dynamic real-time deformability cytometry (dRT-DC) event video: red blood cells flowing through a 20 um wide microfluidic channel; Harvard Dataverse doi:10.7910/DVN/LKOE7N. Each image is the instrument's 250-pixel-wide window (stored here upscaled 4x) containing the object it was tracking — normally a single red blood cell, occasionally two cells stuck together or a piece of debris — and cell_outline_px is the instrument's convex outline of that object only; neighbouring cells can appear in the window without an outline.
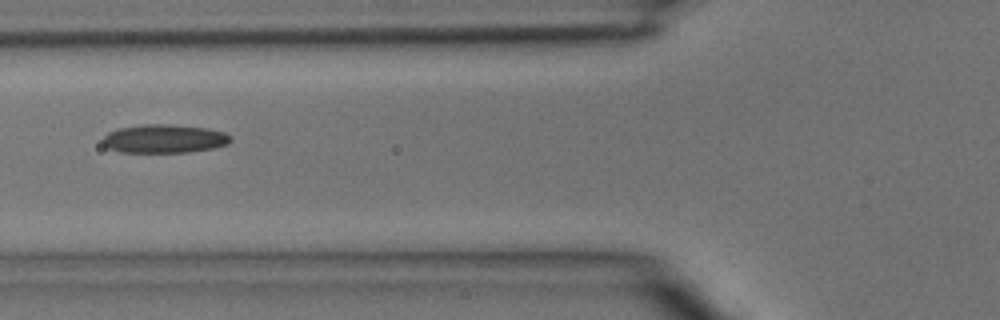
{"species": "common noctule bat (a hibernating species)", "species_latin": "Nyctalus noctula", "temperature_condition": "room temperature", "stored_images_in_passage": 4, "camera_frame_rate_fps": 3000, "um_per_image_px": 0.085, "animal": {"sex": "male", "body_mass_g": 15.6}, "frame": {"image": 1, "passage_image": 3, "time_ms": 0.667, "image_size_px": [1000, 320], "cell_outline_px": [[232, 140], [228, 144], [212, 148], [188, 152], [120, 152], [108, 148], [104, 144], [104, 136], [108, 132], [116, 128], [140, 124], [168, 124], [208, 128], [224, 132], [232, 136]], "centroid_in_image_um": [13.97, 11.78], "position_along_channel_um": 111.8, "area_um2": 21.39}}
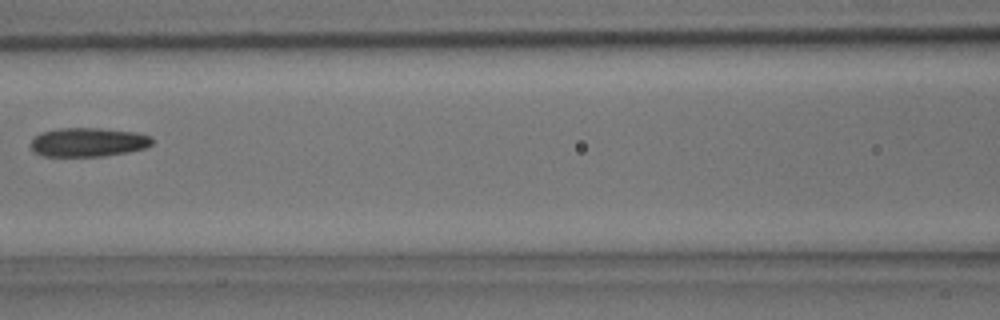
{"frame": {"image": 2, "passage_image": 4, "time_ms": 1.0, "image_size_px": [1000, 320], "cell_outline_px": [[152, 144], [144, 148], [128, 152], [104, 156], [44, 156], [32, 152], [32, 140], [40, 132], [60, 128], [100, 128], [136, 132], [152, 136]], "centroid_in_image_um": [7.5, 12.08], "position_along_channel_um": 159.1, "area_um2": 20.52}}